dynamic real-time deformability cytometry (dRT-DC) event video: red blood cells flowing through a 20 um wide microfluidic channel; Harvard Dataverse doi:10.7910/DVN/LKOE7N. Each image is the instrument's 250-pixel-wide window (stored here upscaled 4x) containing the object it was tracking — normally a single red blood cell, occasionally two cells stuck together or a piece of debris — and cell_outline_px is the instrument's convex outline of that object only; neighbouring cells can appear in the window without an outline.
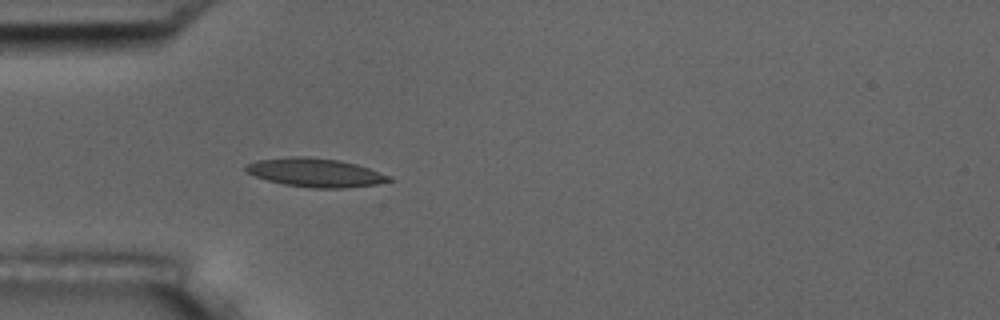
{"species": "common noctule bat (a hibernating species)", "species_latin": "Nyctalus noctula", "temperature_condition": "room temperature", "stored_images_in_passage": 5, "camera_frame_rate_fps": 3000, "um_per_image_px": 0.085, "animal": {"sex": "male", "body_mass_g": 17.5, "forearm_length_mm": 52.3}, "frame": {"image": 1, "passage_image": 5, "time_ms": 4.667, "image_size_px": [1000, 320], "cell_outline_px": [[396, 180], [376, 184], [344, 188], [312, 188], [284, 184], [268, 180], [244, 172], [244, 168], [248, 164], [256, 160], [288, 156], [300, 156], [340, 160], [356, 164], [368, 168], [388, 176]], "centroid_in_image_um": [26.77, 14.66], "position_along_channel_um": 58.2, "area_um2": 23.81}}